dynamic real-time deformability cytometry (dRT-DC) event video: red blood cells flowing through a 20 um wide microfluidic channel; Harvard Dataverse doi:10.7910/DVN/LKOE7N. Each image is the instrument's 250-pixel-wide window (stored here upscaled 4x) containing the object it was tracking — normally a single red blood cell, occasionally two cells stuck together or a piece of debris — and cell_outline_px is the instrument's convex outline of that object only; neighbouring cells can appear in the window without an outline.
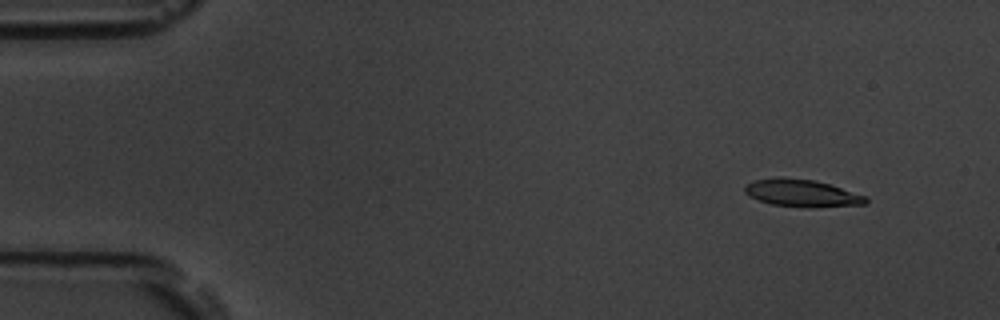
{"species": "common noctule bat (a hibernating species)", "species_latin": "Nyctalus noctula", "temperature_condition": "room temperature", "stored_images_in_passage": 56, "camera_frame_rate_fps": 3000, "um_per_image_px": 0.085, "animal": {"sex": "male", "body_mass_g": 19.5, "forearm_length_mm": 54.6}, "frame": {"image": 1, "passage_image": 5, "time_ms": 1.333, "image_size_px": [1000, 320], "cell_outline_px": [[868, 204], [772, 204], [760, 200], [744, 192], [744, 184], [752, 180], [776, 176], [780, 176], [816, 180], [868, 196]], "centroid_in_image_um": [68.08, 16.32], "position_along_channel_um": 16.9, "area_um2": 18.26}}
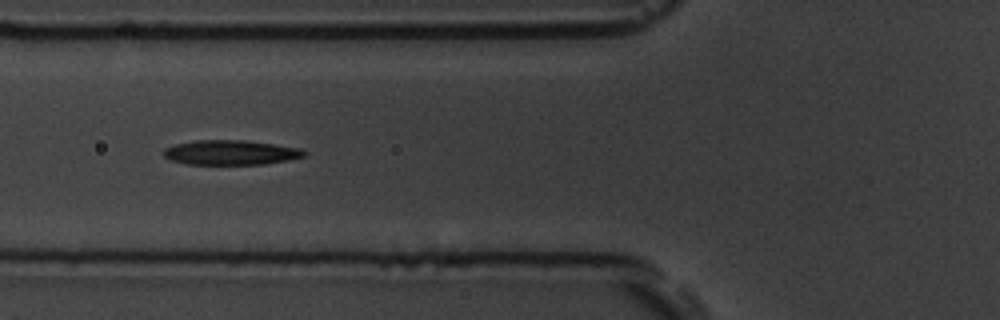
{"frame": {"image": 2, "passage_image": 21, "time_ms": 6.667, "image_size_px": [1000, 320], "cell_outline_px": [[308, 152], [304, 156], [288, 160], [264, 164], [188, 164], [172, 160], [164, 156], [164, 148], [176, 144], [196, 140], [244, 140], [300, 148]], "centroid_in_image_um": [19.62, 12.96], "position_along_channel_um": 106.2, "area_um2": 20.06}}
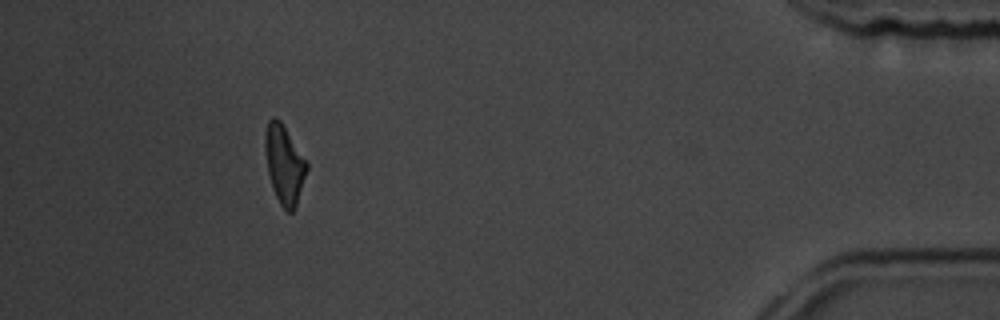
{"frame": {"image": 3, "passage_image": 51, "time_ms": 16.667, "image_size_px": [1000, 320], "cell_outline_px": [[308, 168], [296, 208], [292, 212], [288, 212], [280, 204], [272, 188], [268, 172], [264, 148], [264, 132], [268, 120], [272, 116], [280, 120], [308, 164]], "centroid_in_image_um": [24.15, 13.97], "position_along_channel_um": 411.1, "area_um2": 19.07}, "authors_computed_cell_mechanics": {"area_um2": 19.7965, "velocity_mm_per_s": 3.6387, "shape_relaxation_time_tau1_ms": 3.818, "shape_relaxation_time_tau2_ms": 2.6193, "deformation_change_tau1": 0.1561, "deformation_change_tau2": 0.1089}}